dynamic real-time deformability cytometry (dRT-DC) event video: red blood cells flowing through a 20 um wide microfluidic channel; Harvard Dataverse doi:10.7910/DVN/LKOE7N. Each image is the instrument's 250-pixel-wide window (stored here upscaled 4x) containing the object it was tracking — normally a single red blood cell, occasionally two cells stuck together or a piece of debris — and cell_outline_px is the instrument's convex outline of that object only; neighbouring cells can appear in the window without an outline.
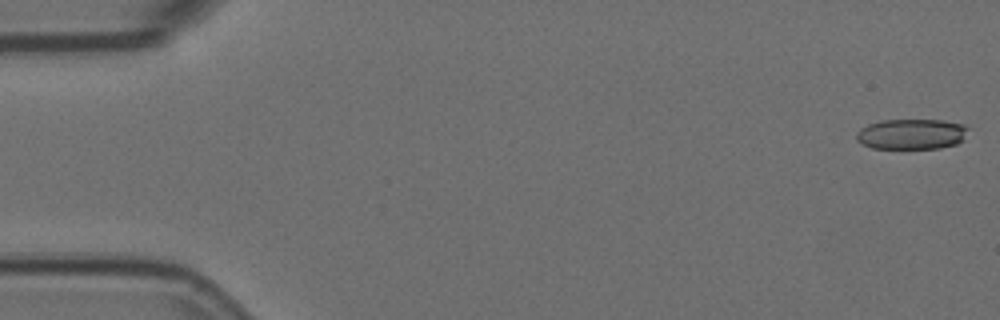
{"species": "Egyptian fruit bat (a non-hibernating species)", "species_latin": "Rousettus aegyptiacus", "temperature_condition": "room temperature", "stored_images_in_passage": 56, "camera_frame_rate_fps": 3000, "um_per_image_px": 0.085, "animal": {"sex": "female"}, "frame": {"image": 1, "passage_image": 1, "time_ms": 0.0, "image_size_px": [1000, 320], "cell_outline_px": [[968, 128], [964, 140], [956, 144], [940, 148], [872, 148], [856, 140], [856, 132], [860, 128], [868, 124], [880, 120], [944, 120], [964, 124]], "centroid_in_image_um": [77.49, 11.39], "position_along_channel_um": 7.5, "area_um2": 19.94}}
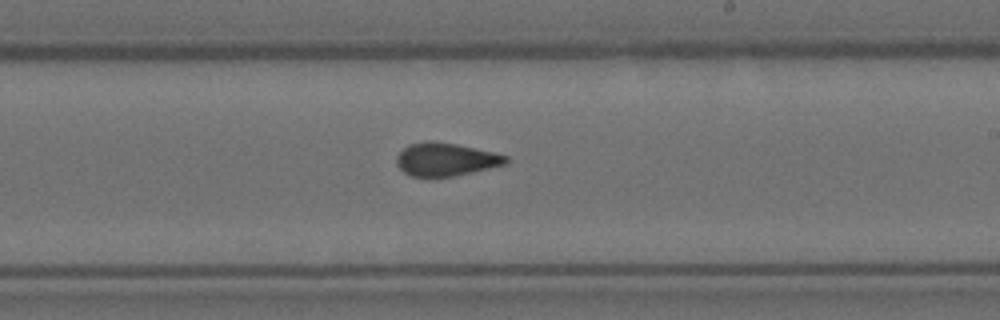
{"frame": {"image": 2, "passage_image": 33, "time_ms": 10.667, "image_size_px": [1000, 320], "cell_outline_px": [[508, 164], [452, 176], [412, 176], [404, 172], [396, 164], [396, 156], [408, 144], [456, 144], [492, 152], [508, 156]], "centroid_in_image_um": [37.92, 13.59], "position_along_channel_um": 251.1, "area_um2": 20.17}}
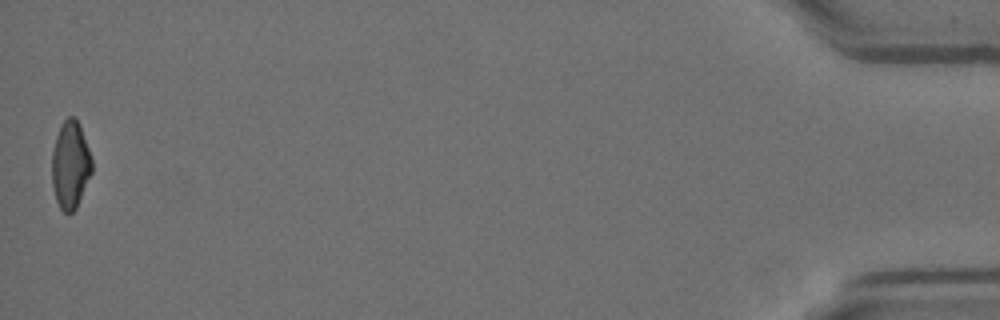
{"frame": {"image": 3, "passage_image": 56, "time_ms": 18.333, "image_size_px": [1000, 320], "cell_outline_px": [[92, 172], [76, 208], [72, 212], [64, 212], [60, 208], [56, 200], [52, 184], [52, 152], [56, 136], [64, 120], [68, 116], [76, 116], [80, 124], [92, 160]], "centroid_in_image_um": [5.98, 13.99], "position_along_channel_um": 429.2, "area_um2": 20.35}, "authors_computed_cell_mechanics": {"area_um2": 21.3282, "velocity_mm_per_s": 3.5943, "shape_relaxation_time_tau1_ms": null, "shape_relaxation_time_tau2_ms": 1.7438, "deformation_change_tau1": null, "deformation_change_tau2": 0.0871}}